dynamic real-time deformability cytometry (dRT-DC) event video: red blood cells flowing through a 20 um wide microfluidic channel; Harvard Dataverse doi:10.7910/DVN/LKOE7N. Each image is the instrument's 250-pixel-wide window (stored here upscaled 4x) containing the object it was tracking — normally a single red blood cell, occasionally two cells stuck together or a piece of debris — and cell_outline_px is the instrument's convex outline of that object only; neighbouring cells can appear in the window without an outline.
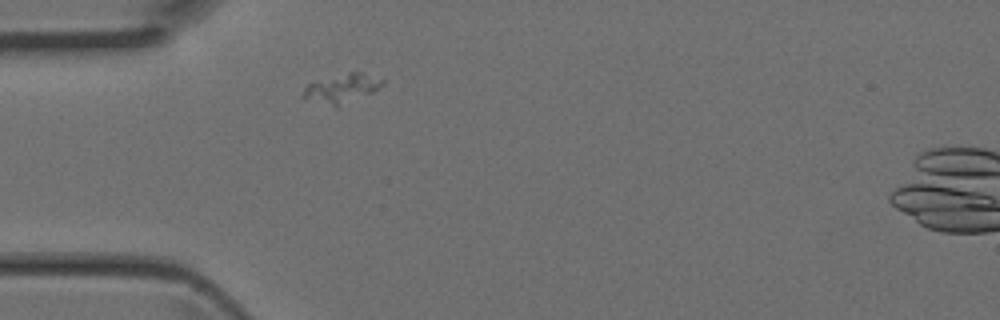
{"species": "Egyptian fruit bat (a non-hibernating species)", "species_latin": "Rousettus aegyptiacus", "temperature_condition": "room temperature", "stored_images_in_passage": 2, "camera_frame_rate_fps": 3000, "um_per_image_px": 0.085, "animal": {"sex": "female"}, "frame": {"image": 1, "passage_image": 1, "time_ms": 0.0, "image_size_px": [1000, 320], "cell_outline_px": [[384, 84], [372, 92], [336, 108], [300, 96], [304, 88], [308, 84], [348, 72], [360, 72], [384, 80]], "centroid_in_image_um": [29.05, 7.53], "position_along_channel_um": 56.0, "area_um2": 13.06}}